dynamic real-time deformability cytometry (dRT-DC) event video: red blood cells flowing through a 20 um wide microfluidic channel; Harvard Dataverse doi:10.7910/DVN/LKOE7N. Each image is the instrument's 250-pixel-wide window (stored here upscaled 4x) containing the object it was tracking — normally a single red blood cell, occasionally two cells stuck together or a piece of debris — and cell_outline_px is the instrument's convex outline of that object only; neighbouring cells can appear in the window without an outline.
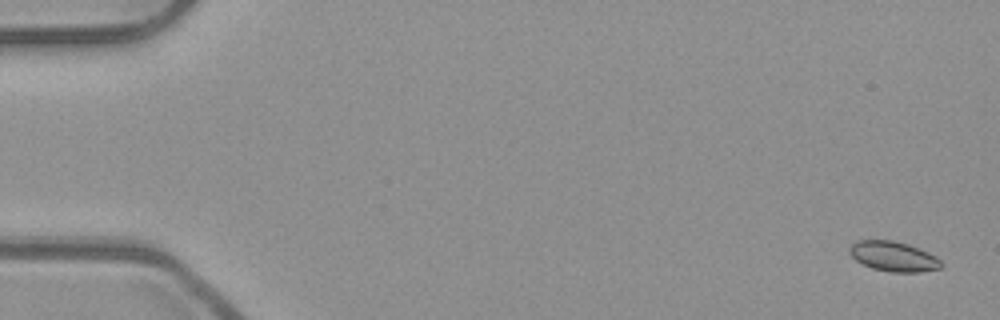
{"species": "common noctule bat (a hibernating species)", "species_latin": "Nyctalus noctula", "temperature_condition": "room temperature", "stored_images_in_passage": 53, "camera_frame_rate_fps": 3000, "um_per_image_px": 0.085, "animal": {"sex": "male", "body_mass_g": 23.1, "forearm_length_mm": 52.7}, "frame": {"image": 1, "passage_image": 2, "time_ms": 0.333, "image_size_px": [1000, 320], "cell_outline_px": [[944, 264], [940, 268], [920, 272], [892, 272], [872, 268], [856, 260], [848, 252], [848, 248], [856, 240], [892, 240], [908, 244], [928, 252], [936, 256]], "centroid_in_image_um": [75.94, 21.79], "position_along_channel_um": 9.1, "area_um2": 16.01}}
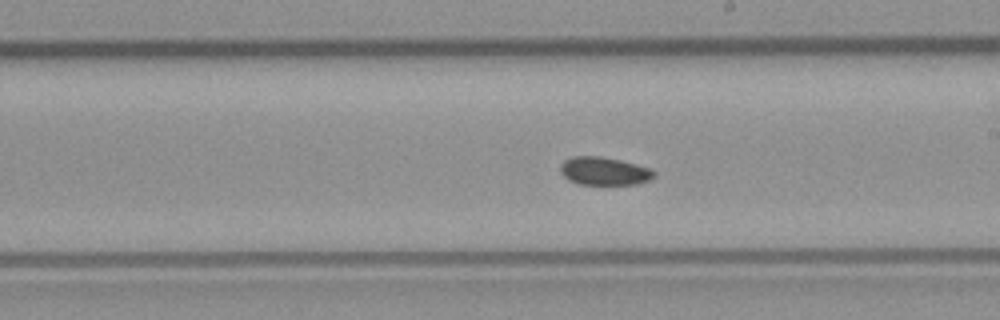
{"frame": {"image": 2, "passage_image": 31, "time_ms": 10.0, "image_size_px": [1000, 320], "cell_outline_px": [[656, 176], [648, 180], [636, 184], [580, 184], [568, 180], [560, 172], [560, 164], [564, 160], [572, 156], [600, 156], [620, 160], [652, 168], [656, 172]], "centroid_in_image_um": [51.36, 14.53], "position_along_channel_um": 237.6, "area_um2": 15.43}}
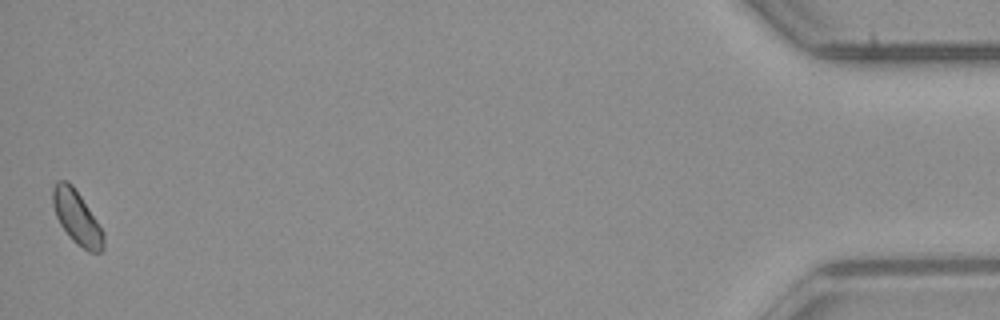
{"frame": {"image": 3, "passage_image": 53, "time_ms": 17.333, "image_size_px": [1000, 320], "cell_outline_px": [[104, 248], [100, 252], [88, 252], [76, 244], [72, 240], [60, 224], [56, 216], [52, 204], [52, 188], [56, 180], [68, 180], [72, 184], [104, 232]], "centroid_in_image_um": [6.51, 18.48], "position_along_channel_um": 428.7, "area_um2": 15.84}, "authors_computed_cell_mechanics": {"area_um2": 15.6638, "velocity_mm_per_s": 3.9292, "shape_relaxation_time_tau1_ms": null, "shape_relaxation_time_tau2_ms": 2.831, "deformation_change_tau1": null, "deformation_change_tau2": 0.0475}}